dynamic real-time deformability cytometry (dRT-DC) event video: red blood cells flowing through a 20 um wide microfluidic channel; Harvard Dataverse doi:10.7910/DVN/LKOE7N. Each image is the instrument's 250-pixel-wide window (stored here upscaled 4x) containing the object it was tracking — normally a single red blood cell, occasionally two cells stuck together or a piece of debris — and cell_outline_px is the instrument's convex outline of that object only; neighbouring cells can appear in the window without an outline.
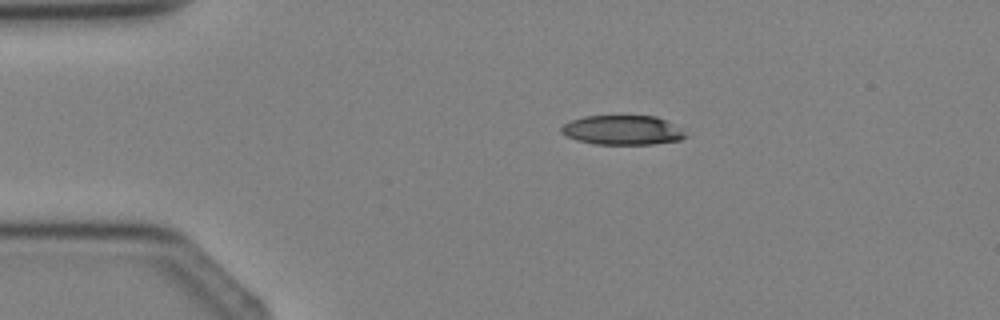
{"species": "Egyptian fruit bat (a non-hibernating species)", "species_latin": "Rousettus aegyptiacus", "temperature_condition": "cold", "stored_images_in_passage": 3, "camera_frame_rate_fps": 3000, "um_per_image_px": 0.085, "animal": {"sex": "female"}, "frame": {"image": 1, "passage_image": 2, "time_ms": 2.0, "image_size_px": [1000, 320], "cell_outline_px": [[688, 136], [680, 140], [652, 144], [596, 144], [576, 140], [560, 132], [560, 128], [564, 124], [572, 120], [584, 116], [656, 116], [664, 120], [684, 132]], "centroid_in_image_um": [52.88, 11.06], "position_along_channel_um": 32.1, "area_um2": 21.04}}